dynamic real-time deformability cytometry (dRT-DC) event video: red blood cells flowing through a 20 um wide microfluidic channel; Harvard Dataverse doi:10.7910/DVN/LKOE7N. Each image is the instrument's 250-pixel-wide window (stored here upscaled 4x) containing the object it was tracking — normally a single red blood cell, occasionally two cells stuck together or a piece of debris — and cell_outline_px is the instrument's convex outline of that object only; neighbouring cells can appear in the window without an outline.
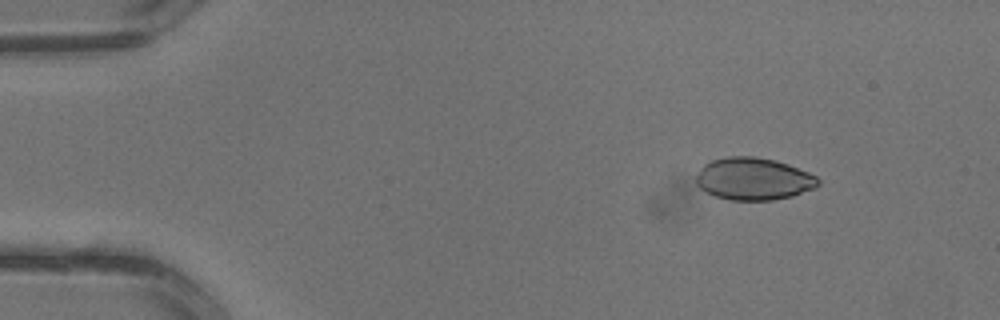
{"species": "common noctule bat (a hibernating species)", "species_latin": "Nyctalus noctula", "temperature_condition": "warm", "stored_images_in_passage": 2, "camera_frame_rate_fps": 3000, "um_per_image_px": 0.085, "animal": {"sex": "male", "body_mass_g": 13.3}, "frame": {"image": 1, "passage_image": 1, "time_ms": 0.0, "image_size_px": [1000, 320], "cell_outline_px": [[820, 184], [816, 188], [792, 196], [772, 200], [728, 200], [704, 192], [696, 184], [696, 176], [700, 168], [704, 164], [712, 160], [728, 156], [756, 156], [776, 160], [788, 164], [808, 172], [816, 176], [820, 180]], "centroid_in_image_um": [64.05, 15.2], "position_along_channel_um": 21.0, "area_um2": 30.4}}